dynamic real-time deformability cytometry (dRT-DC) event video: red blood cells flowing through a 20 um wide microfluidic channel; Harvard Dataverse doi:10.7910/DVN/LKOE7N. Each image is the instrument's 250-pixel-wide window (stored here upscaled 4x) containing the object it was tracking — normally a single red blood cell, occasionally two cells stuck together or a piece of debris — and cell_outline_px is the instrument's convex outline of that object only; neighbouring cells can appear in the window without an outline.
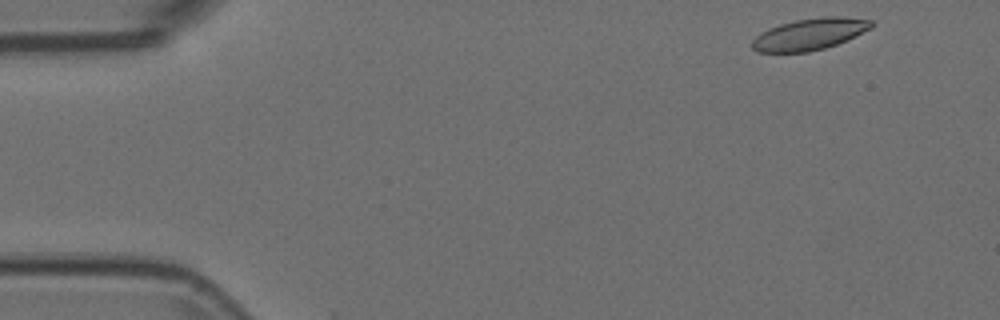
{"species": "Egyptian fruit bat (a non-hibernating species)", "species_latin": "Rousettus aegyptiacus", "temperature_condition": "room temperature", "stored_images_in_passage": 52, "camera_frame_rate_fps": 3000, "um_per_image_px": 0.085, "animal": {"sex": "female"}, "frame": {"image": 1, "passage_image": 2, "time_ms": 0.333, "image_size_px": [1000, 320], "cell_outline_px": [[876, 24], [872, 28], [848, 40], [824, 48], [808, 52], [756, 52], [752, 48], [752, 40], [760, 32], [768, 28], [780, 24], [796, 20], [820, 16], [844, 16], [872, 20]], "centroid_in_image_um": [68.85, 2.89], "position_along_channel_um": 16.1, "area_um2": 22.25}}
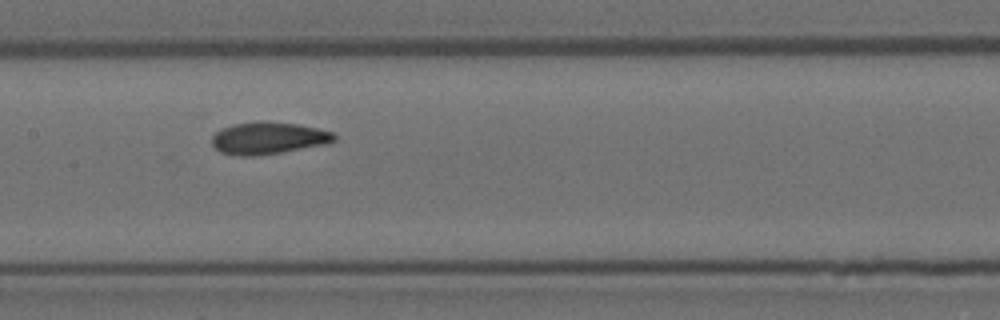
{"frame": {"image": 2, "passage_image": 24, "time_ms": 7.667, "image_size_px": [1000, 320], "cell_outline_px": [[336, 140], [328, 144], [280, 152], [252, 156], [240, 156], [220, 152], [212, 144], [212, 136], [220, 128], [232, 124], [300, 124], [332, 132], [336, 136]], "centroid_in_image_um": [22.81, 11.78], "position_along_channel_um": 184.6, "area_um2": 22.08}}
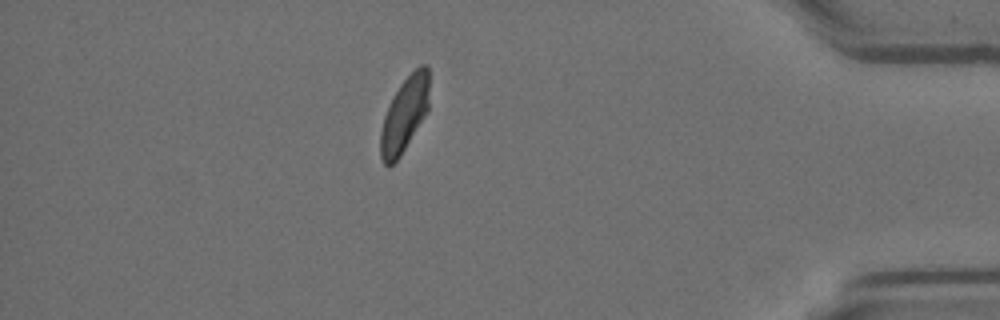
{"frame": {"image": 3, "passage_image": 45, "time_ms": 14.667, "image_size_px": [1000, 320], "cell_outline_px": [[428, 112], [400, 156], [388, 168], [384, 164], [380, 156], [380, 132], [384, 116], [392, 96], [400, 84], [420, 64], [424, 64], [428, 68]], "centroid_in_image_um": [34.36, 9.76], "position_along_channel_um": 400.8, "area_um2": 21.21}}